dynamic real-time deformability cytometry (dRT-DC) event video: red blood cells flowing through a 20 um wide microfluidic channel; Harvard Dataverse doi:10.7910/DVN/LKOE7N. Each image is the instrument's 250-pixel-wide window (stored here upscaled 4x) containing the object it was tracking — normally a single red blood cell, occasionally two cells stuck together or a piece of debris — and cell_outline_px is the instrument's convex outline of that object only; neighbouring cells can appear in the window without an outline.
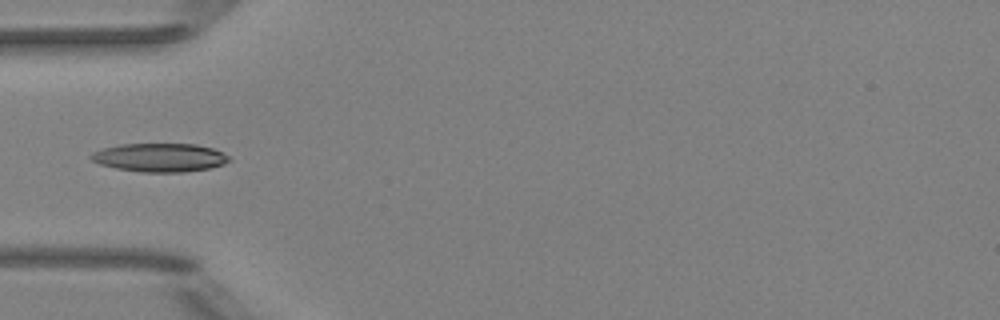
{"species": "Egyptian fruit bat (a non-hibernating species)", "species_latin": "Rousettus aegyptiacus", "temperature_condition": "room temperature", "stored_images_in_passage": 4, "camera_frame_rate_fps": 3000, "um_per_image_px": 0.085, "animal": {"sex": "female"}, "frame": {"image": 1, "passage_image": 3, "time_ms": 3.333, "image_size_px": [1000, 320], "cell_outline_px": [[232, 160], [224, 164], [212, 168], [184, 172], [144, 172], [116, 168], [100, 164], [92, 160], [88, 156], [92, 152], [104, 148], [120, 144], [196, 144], [212, 148], [228, 156]], "centroid_in_image_um": [13.59, 13.39], "position_along_channel_um": 71.4, "area_um2": 22.95}}
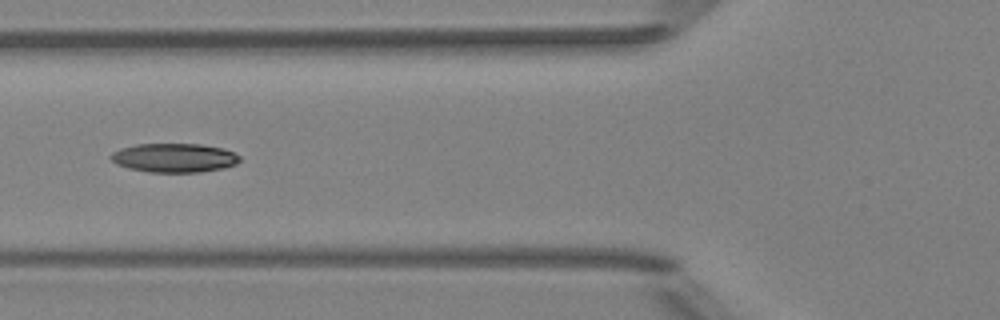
{"frame": {"image": 2, "passage_image": 4, "time_ms": 4.333, "image_size_px": [1000, 320], "cell_outline_px": [[240, 160], [236, 164], [224, 168], [200, 172], [148, 172], [128, 168], [116, 164], [108, 156], [112, 152], [120, 148], [136, 144], [200, 144], [224, 148], [240, 156]], "centroid_in_image_um": [14.79, 13.41], "position_along_channel_um": 111.0, "area_um2": 21.91}}